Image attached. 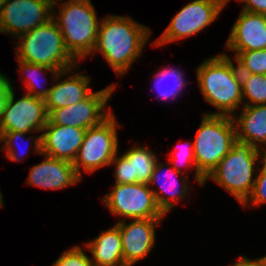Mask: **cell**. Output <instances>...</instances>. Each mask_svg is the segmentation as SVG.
<instances>
[{"instance_id":"1","label":"cell","mask_w":266,"mask_h":266,"mask_svg":"<svg viewBox=\"0 0 266 266\" xmlns=\"http://www.w3.org/2000/svg\"><path fill=\"white\" fill-rule=\"evenodd\" d=\"M150 35L151 30L133 18L110 14L99 23L97 42L91 55L101 52L115 73L123 76L141 56Z\"/></svg>"},{"instance_id":"2","label":"cell","mask_w":266,"mask_h":266,"mask_svg":"<svg viewBox=\"0 0 266 266\" xmlns=\"http://www.w3.org/2000/svg\"><path fill=\"white\" fill-rule=\"evenodd\" d=\"M197 81L206 102L219 111L207 115L234 116L241 102L242 81L238 65L222 53L210 57L196 69Z\"/></svg>"},{"instance_id":"3","label":"cell","mask_w":266,"mask_h":266,"mask_svg":"<svg viewBox=\"0 0 266 266\" xmlns=\"http://www.w3.org/2000/svg\"><path fill=\"white\" fill-rule=\"evenodd\" d=\"M54 0L52 18L57 23L64 45L70 55L78 62L95 48L98 35L99 21L91 0ZM59 4V13L54 7Z\"/></svg>"},{"instance_id":"4","label":"cell","mask_w":266,"mask_h":266,"mask_svg":"<svg viewBox=\"0 0 266 266\" xmlns=\"http://www.w3.org/2000/svg\"><path fill=\"white\" fill-rule=\"evenodd\" d=\"M264 154L253 145L236 138L232 149L205 178L204 184L208 179L213 180L242 205L252 192L256 179L253 171L254 168L259 169L255 165L261 161Z\"/></svg>"},{"instance_id":"5","label":"cell","mask_w":266,"mask_h":266,"mask_svg":"<svg viewBox=\"0 0 266 266\" xmlns=\"http://www.w3.org/2000/svg\"><path fill=\"white\" fill-rule=\"evenodd\" d=\"M16 58L53 69L67 70L78 62L67 51L62 33L53 18L17 37Z\"/></svg>"},{"instance_id":"6","label":"cell","mask_w":266,"mask_h":266,"mask_svg":"<svg viewBox=\"0 0 266 266\" xmlns=\"http://www.w3.org/2000/svg\"><path fill=\"white\" fill-rule=\"evenodd\" d=\"M236 138L232 116L203 114L193 141L196 170L206 178L229 153Z\"/></svg>"},{"instance_id":"7","label":"cell","mask_w":266,"mask_h":266,"mask_svg":"<svg viewBox=\"0 0 266 266\" xmlns=\"http://www.w3.org/2000/svg\"><path fill=\"white\" fill-rule=\"evenodd\" d=\"M116 118L112 113L101 124L86 129L73 166L81 177V168L86 173H93L99 168L110 166L114 156L118 153V134ZM117 127V128H116Z\"/></svg>"},{"instance_id":"8","label":"cell","mask_w":266,"mask_h":266,"mask_svg":"<svg viewBox=\"0 0 266 266\" xmlns=\"http://www.w3.org/2000/svg\"><path fill=\"white\" fill-rule=\"evenodd\" d=\"M105 206L115 216L135 219H162L165 214L159 208L151 187L145 183L117 184L103 198ZM126 217V218H125Z\"/></svg>"},{"instance_id":"9","label":"cell","mask_w":266,"mask_h":266,"mask_svg":"<svg viewBox=\"0 0 266 266\" xmlns=\"http://www.w3.org/2000/svg\"><path fill=\"white\" fill-rule=\"evenodd\" d=\"M229 0H193L172 18L162 35L152 44L161 46L200 33L220 15Z\"/></svg>"},{"instance_id":"10","label":"cell","mask_w":266,"mask_h":266,"mask_svg":"<svg viewBox=\"0 0 266 266\" xmlns=\"http://www.w3.org/2000/svg\"><path fill=\"white\" fill-rule=\"evenodd\" d=\"M116 86L113 84L92 92L74 105L53 109L48 113V120L55 125L84 129L98 126L113 113L111 107L107 109V104Z\"/></svg>"},{"instance_id":"11","label":"cell","mask_w":266,"mask_h":266,"mask_svg":"<svg viewBox=\"0 0 266 266\" xmlns=\"http://www.w3.org/2000/svg\"><path fill=\"white\" fill-rule=\"evenodd\" d=\"M52 0H6L0 13V34L20 36L52 18Z\"/></svg>"},{"instance_id":"12","label":"cell","mask_w":266,"mask_h":266,"mask_svg":"<svg viewBox=\"0 0 266 266\" xmlns=\"http://www.w3.org/2000/svg\"><path fill=\"white\" fill-rule=\"evenodd\" d=\"M12 88L2 119L0 121V135L3 132L19 131L23 133L42 132L48 121V113L43 99L25 93L15 101Z\"/></svg>"},{"instance_id":"13","label":"cell","mask_w":266,"mask_h":266,"mask_svg":"<svg viewBox=\"0 0 266 266\" xmlns=\"http://www.w3.org/2000/svg\"><path fill=\"white\" fill-rule=\"evenodd\" d=\"M163 219H135L130 223L118 221L125 266H132L147 257L155 246V229Z\"/></svg>"},{"instance_id":"14","label":"cell","mask_w":266,"mask_h":266,"mask_svg":"<svg viewBox=\"0 0 266 266\" xmlns=\"http://www.w3.org/2000/svg\"><path fill=\"white\" fill-rule=\"evenodd\" d=\"M147 147L136 145L128 149L122 156L118 157L117 154L114 156L110 165H115V183H149L152 172L159 159Z\"/></svg>"},{"instance_id":"15","label":"cell","mask_w":266,"mask_h":266,"mask_svg":"<svg viewBox=\"0 0 266 266\" xmlns=\"http://www.w3.org/2000/svg\"><path fill=\"white\" fill-rule=\"evenodd\" d=\"M226 47L235 52L266 49V15L241 10L232 26Z\"/></svg>"},{"instance_id":"16","label":"cell","mask_w":266,"mask_h":266,"mask_svg":"<svg viewBox=\"0 0 266 266\" xmlns=\"http://www.w3.org/2000/svg\"><path fill=\"white\" fill-rule=\"evenodd\" d=\"M42 132V155L73 163L83 143L86 129L55 125L48 120Z\"/></svg>"},{"instance_id":"17","label":"cell","mask_w":266,"mask_h":266,"mask_svg":"<svg viewBox=\"0 0 266 266\" xmlns=\"http://www.w3.org/2000/svg\"><path fill=\"white\" fill-rule=\"evenodd\" d=\"M41 163L30 169L27 184L43 189L59 190L79 183L80 177L73 163L46 155Z\"/></svg>"},{"instance_id":"18","label":"cell","mask_w":266,"mask_h":266,"mask_svg":"<svg viewBox=\"0 0 266 266\" xmlns=\"http://www.w3.org/2000/svg\"><path fill=\"white\" fill-rule=\"evenodd\" d=\"M165 166L166 165L163 163L157 161L148 186H158L157 188L159 191L155 188L151 190L159 208L166 215L175 207L174 202L186 198L190 188L187 184L189 181L184 176L183 172L176 171L171 164L170 167H167L168 170L166 171ZM176 175L180 177V180L176 178ZM178 185L181 186V189H179Z\"/></svg>"},{"instance_id":"19","label":"cell","mask_w":266,"mask_h":266,"mask_svg":"<svg viewBox=\"0 0 266 266\" xmlns=\"http://www.w3.org/2000/svg\"><path fill=\"white\" fill-rule=\"evenodd\" d=\"M79 64L73 68L61 71L55 78L56 84L51 86L48 96L44 99L47 113L56 108L74 105L88 97L93 91L89 88L90 78L81 73H75L74 69H79ZM73 73L70 75L71 72ZM74 71V72H73ZM70 75L65 80L59 79Z\"/></svg>"},{"instance_id":"20","label":"cell","mask_w":266,"mask_h":266,"mask_svg":"<svg viewBox=\"0 0 266 266\" xmlns=\"http://www.w3.org/2000/svg\"><path fill=\"white\" fill-rule=\"evenodd\" d=\"M237 139L253 145L266 153V104L242 106V112L237 118L233 116ZM264 144L262 148L258 147Z\"/></svg>"},{"instance_id":"21","label":"cell","mask_w":266,"mask_h":266,"mask_svg":"<svg viewBox=\"0 0 266 266\" xmlns=\"http://www.w3.org/2000/svg\"><path fill=\"white\" fill-rule=\"evenodd\" d=\"M85 248L92 254L94 266H125L122 254V241L119 228L103 230L92 241L85 243Z\"/></svg>"},{"instance_id":"22","label":"cell","mask_w":266,"mask_h":266,"mask_svg":"<svg viewBox=\"0 0 266 266\" xmlns=\"http://www.w3.org/2000/svg\"><path fill=\"white\" fill-rule=\"evenodd\" d=\"M17 62L19 64L18 66V70L21 73V75H25L24 77V83L26 85V92L27 94L33 95L36 98H40V99H45L48 96V93L51 89V87L49 88H43V86H39V80H38V76L42 74H44L46 71H50V74H52V81L54 82L55 78L58 76V74L61 71L64 70H58V69H53L44 65H38V64H33V63H29L23 60H18ZM20 67V68H19ZM43 88V89H40Z\"/></svg>"},{"instance_id":"23","label":"cell","mask_w":266,"mask_h":266,"mask_svg":"<svg viewBox=\"0 0 266 266\" xmlns=\"http://www.w3.org/2000/svg\"><path fill=\"white\" fill-rule=\"evenodd\" d=\"M184 74L179 69H172V68H162L157 73H155V77L153 78L155 84V90L158 91V99L161 97L162 99H166L169 101L170 99H176L177 95L181 93L183 87L187 85L188 82L184 79ZM167 79H171L173 84L168 86L166 81ZM165 85L162 86V84ZM167 85V86H166ZM165 86V88H164Z\"/></svg>"},{"instance_id":"24","label":"cell","mask_w":266,"mask_h":266,"mask_svg":"<svg viewBox=\"0 0 266 266\" xmlns=\"http://www.w3.org/2000/svg\"><path fill=\"white\" fill-rule=\"evenodd\" d=\"M244 106L266 104V75L240 73Z\"/></svg>"},{"instance_id":"25","label":"cell","mask_w":266,"mask_h":266,"mask_svg":"<svg viewBox=\"0 0 266 266\" xmlns=\"http://www.w3.org/2000/svg\"><path fill=\"white\" fill-rule=\"evenodd\" d=\"M27 133H23V132H19V131H10V132H3L0 135V142L3 141L5 142L3 144V147L1 148L3 151H6V158H8L9 160L12 161H21V158L19 155L23 154L22 156H24L26 154L27 151H23V150H19V148L17 147V144L15 142L18 141L19 138L25 140L26 138L24 137ZM28 142L31 141V143L33 142V146H34V151L35 154H42L41 152V135L39 136H30L28 139ZM28 147H30L28 145Z\"/></svg>"},{"instance_id":"26","label":"cell","mask_w":266,"mask_h":266,"mask_svg":"<svg viewBox=\"0 0 266 266\" xmlns=\"http://www.w3.org/2000/svg\"><path fill=\"white\" fill-rule=\"evenodd\" d=\"M180 145L181 144H179V146H176V148L174 149L175 151H173L170 154L171 156L169 157V161L166 163V165L170 163L171 166L178 172H182L180 170L181 166H182V169H184V171L194 166L195 179L201 186H204L205 178L196 170L195 155L193 151V147H194L193 142L192 143L183 142L182 146Z\"/></svg>"},{"instance_id":"27","label":"cell","mask_w":266,"mask_h":266,"mask_svg":"<svg viewBox=\"0 0 266 266\" xmlns=\"http://www.w3.org/2000/svg\"><path fill=\"white\" fill-rule=\"evenodd\" d=\"M234 58L240 73L266 75V49L242 51Z\"/></svg>"},{"instance_id":"28","label":"cell","mask_w":266,"mask_h":266,"mask_svg":"<svg viewBox=\"0 0 266 266\" xmlns=\"http://www.w3.org/2000/svg\"><path fill=\"white\" fill-rule=\"evenodd\" d=\"M261 162L263 166L262 168L259 167V171L257 170L258 174H256L252 192L248 199L242 204L245 208L249 205L248 203L254 208L266 203V153L262 157L260 163Z\"/></svg>"},{"instance_id":"29","label":"cell","mask_w":266,"mask_h":266,"mask_svg":"<svg viewBox=\"0 0 266 266\" xmlns=\"http://www.w3.org/2000/svg\"><path fill=\"white\" fill-rule=\"evenodd\" d=\"M52 266H94V264L92 259L85 254L83 249L80 246L75 245L67 251H64Z\"/></svg>"},{"instance_id":"30","label":"cell","mask_w":266,"mask_h":266,"mask_svg":"<svg viewBox=\"0 0 266 266\" xmlns=\"http://www.w3.org/2000/svg\"><path fill=\"white\" fill-rule=\"evenodd\" d=\"M13 88L6 74L0 72V121L2 119L8 96Z\"/></svg>"},{"instance_id":"31","label":"cell","mask_w":266,"mask_h":266,"mask_svg":"<svg viewBox=\"0 0 266 266\" xmlns=\"http://www.w3.org/2000/svg\"><path fill=\"white\" fill-rule=\"evenodd\" d=\"M245 3L242 10L266 15V0H238Z\"/></svg>"},{"instance_id":"32","label":"cell","mask_w":266,"mask_h":266,"mask_svg":"<svg viewBox=\"0 0 266 266\" xmlns=\"http://www.w3.org/2000/svg\"><path fill=\"white\" fill-rule=\"evenodd\" d=\"M230 266H266V260L264 257L250 260L244 255L242 257H239V259Z\"/></svg>"},{"instance_id":"33","label":"cell","mask_w":266,"mask_h":266,"mask_svg":"<svg viewBox=\"0 0 266 266\" xmlns=\"http://www.w3.org/2000/svg\"><path fill=\"white\" fill-rule=\"evenodd\" d=\"M3 196H2V193H1V190H0V208L3 206Z\"/></svg>"},{"instance_id":"34","label":"cell","mask_w":266,"mask_h":266,"mask_svg":"<svg viewBox=\"0 0 266 266\" xmlns=\"http://www.w3.org/2000/svg\"><path fill=\"white\" fill-rule=\"evenodd\" d=\"M6 0H0V13L2 11V7L5 4Z\"/></svg>"}]
</instances>
